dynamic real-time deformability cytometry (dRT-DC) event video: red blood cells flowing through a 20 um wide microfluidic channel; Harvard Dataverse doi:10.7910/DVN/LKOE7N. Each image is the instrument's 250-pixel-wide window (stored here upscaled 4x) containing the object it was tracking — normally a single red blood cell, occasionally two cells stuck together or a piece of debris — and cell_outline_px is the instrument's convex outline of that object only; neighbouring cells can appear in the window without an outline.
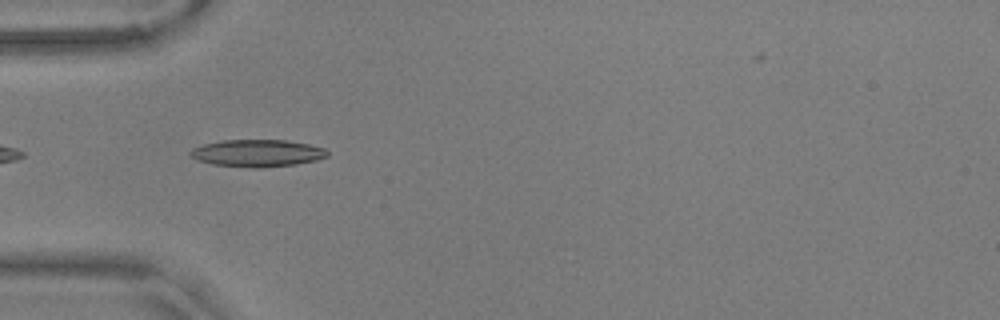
{"species": "common noctule bat (a hibernating species)", "species_latin": "Nyctalus noctula", "temperature_condition": "warm", "stored_images_in_passage": 33, "camera_frame_rate_fps": 3000, "um_per_image_px": 0.085, "animal": {"sex": "male", "body_mass_g": 17.9, "forearm_length_mm": 54.2}, "frame": {"image": 1, "passage_image": 2, "time_ms": 0.333, "image_size_px": [1000, 320], "cell_outline_px": [[328, 156], [316, 160], [296, 164], [264, 168], [252, 168], [212, 164], [196, 160], [188, 152], [192, 148], [204, 144], [224, 140], [288, 140], [308, 144], [324, 148], [328, 152]], "centroid_in_image_um": [21.87, 13.02], "position_along_channel_um": 63.1, "area_um2": 21.79}}
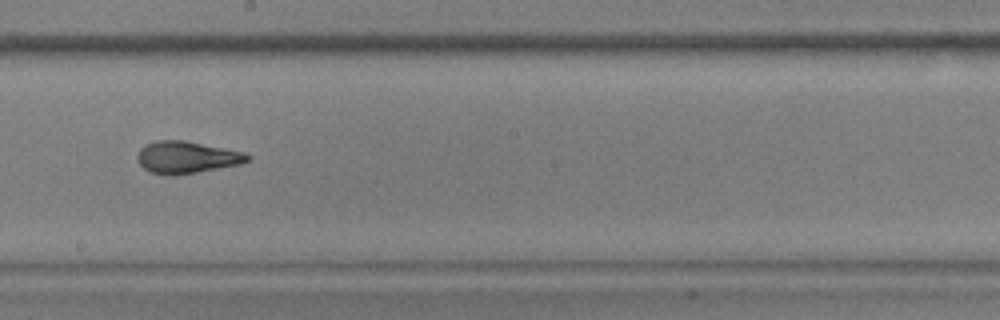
{"frame": {"image": 2, "passage_image": 16, "time_ms": 5.0, "image_size_px": [1000, 320], "cell_outline_px": [[252, 156], [248, 160], [240, 164], [196, 172], [172, 176], [168, 176], [148, 172], [140, 164], [136, 156], [140, 148], [156, 140], [184, 140], [244, 152]], "centroid_in_image_um": [15.84, 13.37], "position_along_channel_um": 232.4, "area_um2": 20.52}}
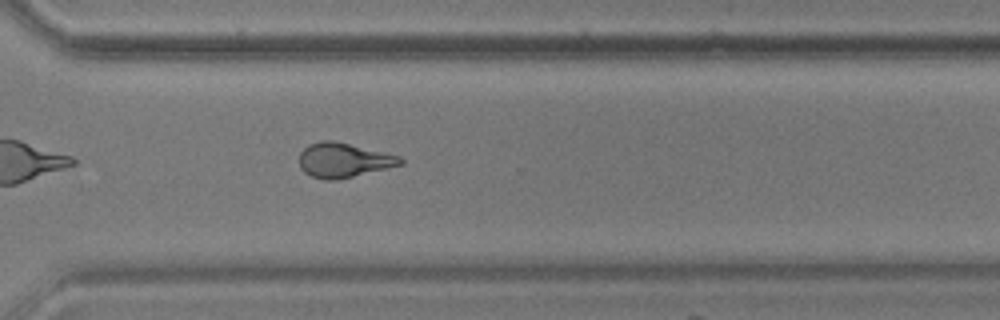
{"frame": {"image": 3, "passage_image": 25, "time_ms": 8.0, "image_size_px": [1000, 320], "cell_outline_px": [[404, 164], [388, 168], [336, 180], [324, 180], [312, 176], [304, 172], [300, 168], [300, 152], [308, 144], [320, 140], [332, 140], [384, 152], [400, 156], [404, 160]], "centroid_in_image_um": [29.2, 13.61], "position_along_channel_um": 341.4, "area_um2": 20.35}, "authors_computed_cell_mechanics": {"area_um2": 20.3456, "velocity_mm_per_s": 3.6482, "shape_relaxation_time_tau1_ms": 7.9428, "shape_relaxation_time_tau2_ms": 1.4414, "deformation_change_tau1": 0.2344, "deformation_change_tau2": 0.0988}}